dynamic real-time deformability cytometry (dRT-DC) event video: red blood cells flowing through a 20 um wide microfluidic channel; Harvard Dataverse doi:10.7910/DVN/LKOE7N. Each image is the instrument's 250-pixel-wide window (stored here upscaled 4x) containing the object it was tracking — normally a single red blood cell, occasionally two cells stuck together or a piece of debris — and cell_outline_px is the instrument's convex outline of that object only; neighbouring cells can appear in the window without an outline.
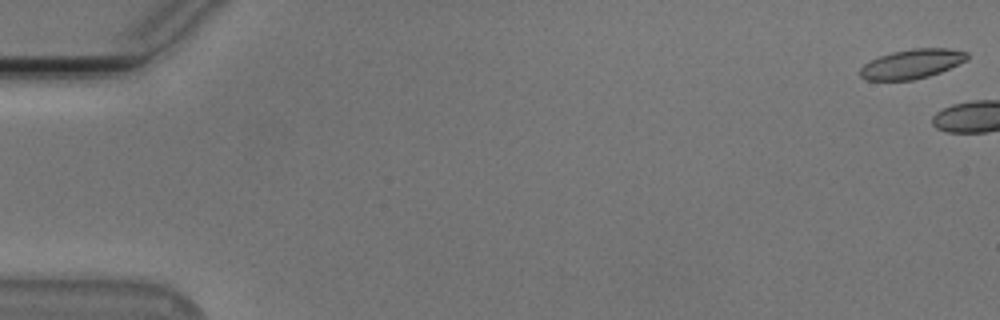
{"species": "Egyptian fruit bat (a non-hibernating species)", "species_latin": "Rousettus aegyptiacus", "temperature_condition": "cold", "stored_images_in_passage": 4, "camera_frame_rate_fps": 3000, "um_per_image_px": 0.085, "animal": {"sex": "male"}, "frame": {"image": 1, "passage_image": 1, "time_ms": 0.0, "image_size_px": [1000, 320], "cell_outline_px": [[968, 60], [940, 72], [928, 76], [912, 80], [864, 80], [860, 76], [860, 68], [864, 64], [880, 56], [892, 52], [912, 48], [948, 48], [968, 52]], "centroid_in_image_um": [77.52, 5.43], "position_along_channel_um": 7.5, "area_um2": 18.32}}